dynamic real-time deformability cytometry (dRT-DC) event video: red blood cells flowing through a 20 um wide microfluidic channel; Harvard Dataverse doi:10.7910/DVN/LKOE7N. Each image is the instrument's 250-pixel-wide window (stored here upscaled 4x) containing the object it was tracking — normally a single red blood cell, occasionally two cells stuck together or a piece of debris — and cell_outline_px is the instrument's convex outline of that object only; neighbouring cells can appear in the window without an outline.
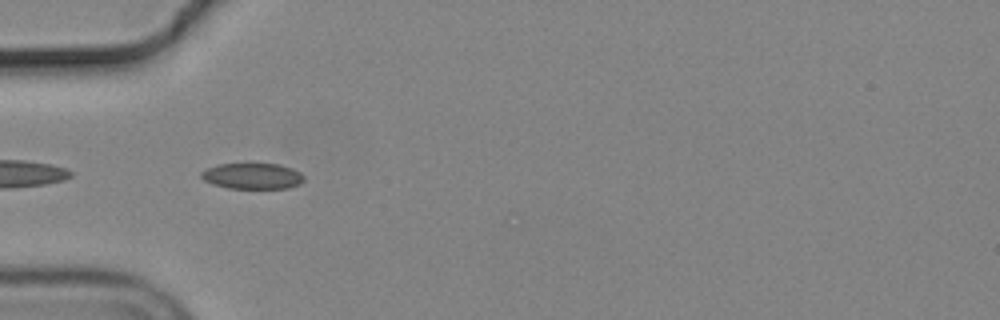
{"species": "common noctule bat (a hibernating species)", "species_latin": "Nyctalus noctula", "temperature_condition": "cold", "stored_images_in_passage": 9, "camera_frame_rate_fps": 3000, "um_per_image_px": 0.085, "animal": {"sex": "male", "body_mass_g": 19.2, "forearm_length_mm": 51.8}, "frame": {"image": 1, "passage_image": 3, "time_ms": 0.667, "image_size_px": [1000, 320], "cell_outline_px": [[304, 180], [300, 184], [288, 188], [228, 188], [212, 184], [204, 180], [200, 176], [200, 172], [216, 164], [252, 160], [280, 164], [292, 168], [300, 172], [304, 176]], "centroid_in_image_um": [21.44, 14.9], "position_along_channel_um": 63.6, "area_um2": 16.47}}